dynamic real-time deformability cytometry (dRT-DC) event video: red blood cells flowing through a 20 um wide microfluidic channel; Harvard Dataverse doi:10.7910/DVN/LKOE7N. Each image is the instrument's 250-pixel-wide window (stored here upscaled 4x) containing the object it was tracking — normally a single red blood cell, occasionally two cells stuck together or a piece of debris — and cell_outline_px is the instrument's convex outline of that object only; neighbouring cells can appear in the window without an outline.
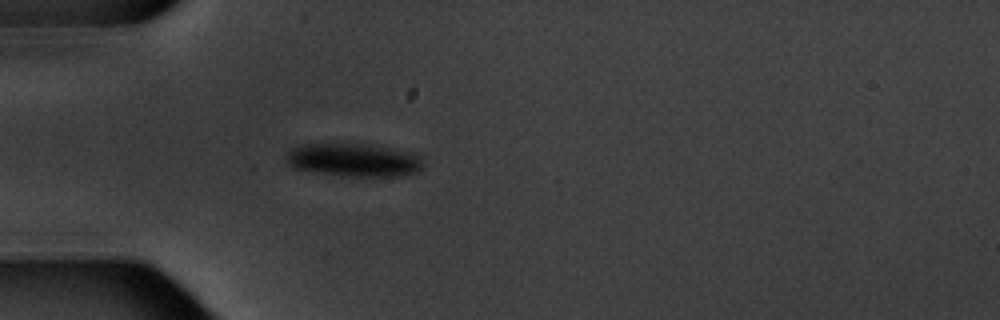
{"species": "common noctule bat (a hibernating species)", "species_latin": "Nyctalus noctula", "temperature_condition": "warm", "stored_images_in_passage": 4, "camera_frame_rate_fps": 3000, "um_per_image_px": 0.085, "animal": {"sex": "male", "body_mass_g": 20.1, "forearm_length_mm": 53.5}, "frame": {"image": 1, "passage_image": 4, "time_ms": 4.333, "image_size_px": [1000, 320], "cell_outline_px": [[424, 164], [416, 172], [400, 176], [348, 176], [292, 168], [284, 160], [284, 152], [300, 144], [372, 144], [412, 152], [420, 156]], "centroid_in_image_um": [30.04, 13.58], "position_along_channel_um": 55.0, "area_um2": 26.7}}